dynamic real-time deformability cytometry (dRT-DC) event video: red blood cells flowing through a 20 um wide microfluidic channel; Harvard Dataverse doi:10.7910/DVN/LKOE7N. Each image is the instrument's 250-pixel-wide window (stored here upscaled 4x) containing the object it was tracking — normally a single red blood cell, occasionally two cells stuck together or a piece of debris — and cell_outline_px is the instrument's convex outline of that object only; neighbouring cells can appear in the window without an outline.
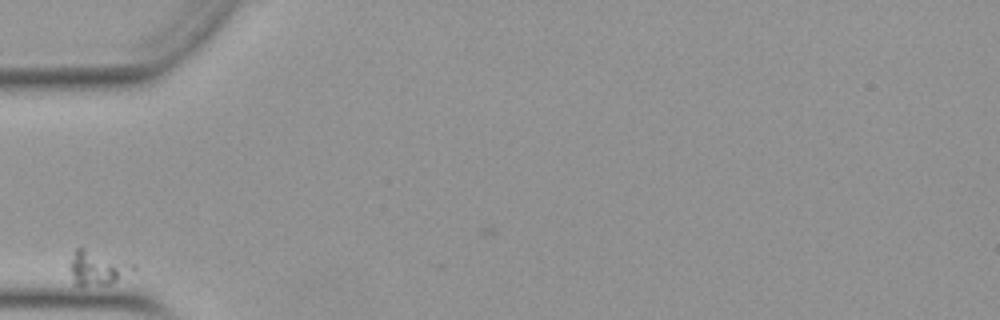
{"species": "Egyptian fruit bat (a non-hibernating species)", "species_latin": "Rousettus aegyptiacus", "temperature_condition": "warm", "stored_images_in_passage": 15, "camera_frame_rate_fps": 3000, "um_per_image_px": 0.085, "animal": {"sex": "female"}, "frame": {"image": 1, "passage_image": 1, "time_ms": 0.0, "image_size_px": [1000, 320], "cell_outline_px": [[136, 268], [112, 284], [80, 288], [72, 280], [68, 264], [76, 248], [80, 244], [136, 264]], "centroid_in_image_um": [8.24, 22.75], "position_along_channel_um": 76.8, "area_um2": 13.58}}
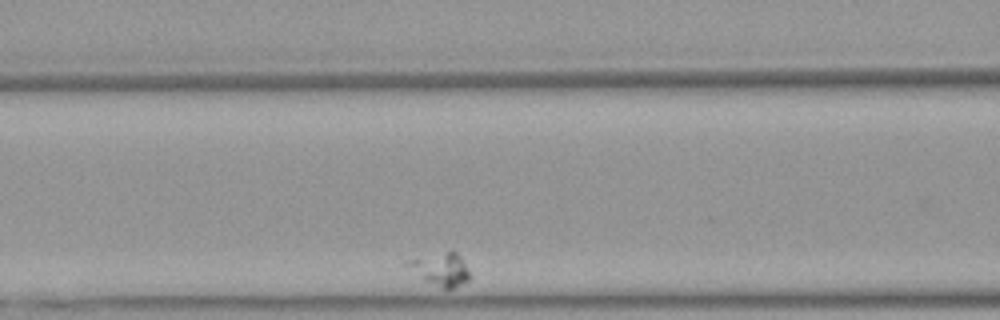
{"frame": {"image": 2, "passage_image": 7, "time_ms": 2.0, "image_size_px": [1000, 320], "cell_outline_px": [[468, 280], [452, 288], [444, 288], [424, 280], [404, 264], [404, 260], [448, 252], [456, 252], [460, 256], [468, 272]], "centroid_in_image_um": [37.41, 22.88], "position_along_channel_um": 129.2, "area_um2": 11.27}}